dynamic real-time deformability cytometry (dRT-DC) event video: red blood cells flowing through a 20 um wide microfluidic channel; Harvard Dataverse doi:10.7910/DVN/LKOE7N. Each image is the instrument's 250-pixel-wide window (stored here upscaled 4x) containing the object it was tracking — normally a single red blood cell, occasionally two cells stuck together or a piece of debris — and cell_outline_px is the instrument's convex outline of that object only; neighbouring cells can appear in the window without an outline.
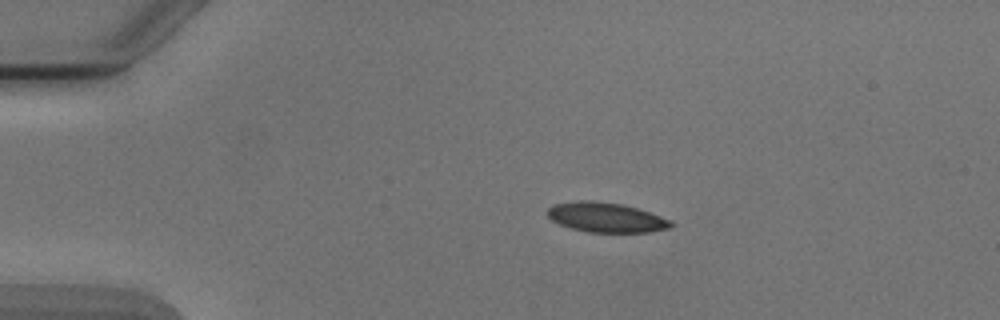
{"species": "Egyptian fruit bat (a non-hibernating species)", "species_latin": "Rousettus aegyptiacus", "temperature_condition": "cold", "stored_images_in_passage": 3, "camera_frame_rate_fps": 3000, "um_per_image_px": 0.085, "animal": {"sex": "male"}, "frame": {"image": 1, "passage_image": 1, "time_ms": 0.0, "image_size_px": [1000, 320], "cell_outline_px": [[676, 224], [672, 228], [648, 232], [588, 232], [568, 228], [552, 220], [548, 216], [548, 208], [552, 204], [580, 200], [592, 200], [620, 204], [636, 208], [672, 220]], "centroid_in_image_um": [51.52, 18.48], "position_along_channel_um": 33.5, "area_um2": 21.5}}
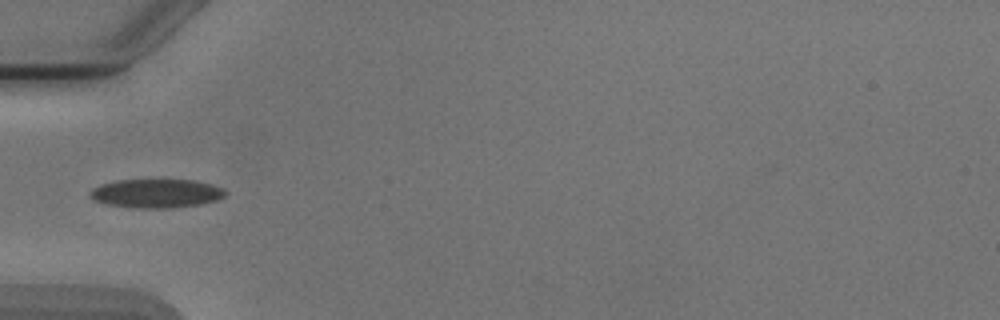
{"frame": {"image": 2, "passage_image": 3, "time_ms": 2.333, "image_size_px": [1000, 320], "cell_outline_px": [[228, 192], [224, 196], [216, 200], [204, 204], [172, 208], [136, 208], [108, 204], [92, 200], [88, 196], [88, 192], [92, 188], [100, 184], [116, 180], [196, 180], [212, 184], [224, 188]], "centroid_in_image_um": [13.29, 16.44], "position_along_channel_um": 71.7, "area_um2": 23.06}}